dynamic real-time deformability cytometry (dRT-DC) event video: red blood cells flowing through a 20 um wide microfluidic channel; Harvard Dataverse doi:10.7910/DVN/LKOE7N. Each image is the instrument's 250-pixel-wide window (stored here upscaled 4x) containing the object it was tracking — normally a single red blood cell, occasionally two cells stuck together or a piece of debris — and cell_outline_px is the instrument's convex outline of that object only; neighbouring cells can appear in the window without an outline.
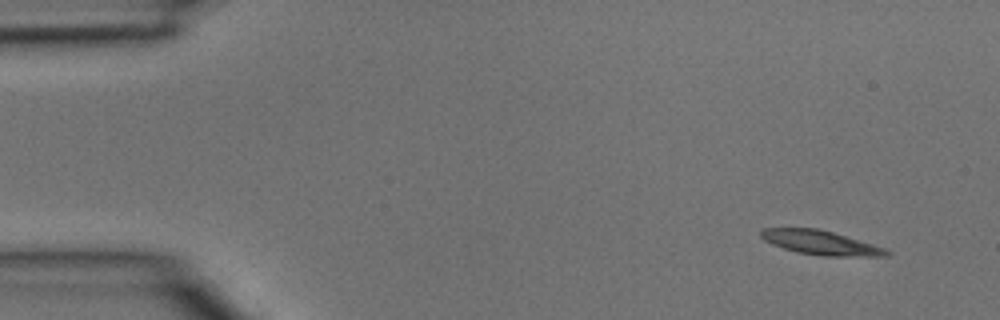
{"species": "common noctule bat (a hibernating species)", "species_latin": "Nyctalus noctula", "temperature_condition": "room temperature", "stored_images_in_passage": 3, "camera_frame_rate_fps": 3000, "um_per_image_px": 0.085, "animal": {"sex": "male", "body_mass_g": 15.6}, "frame": {"image": 1, "passage_image": 1, "time_ms": 0.0, "image_size_px": [1000, 320], "cell_outline_px": [[892, 252], [888, 256], [820, 256], [796, 252], [772, 244], [764, 240], [760, 236], [760, 228], [816, 228], [832, 232], [888, 248]], "centroid_in_image_um": [69.78, 20.63], "position_along_channel_um": 15.2, "area_um2": 17.86}}
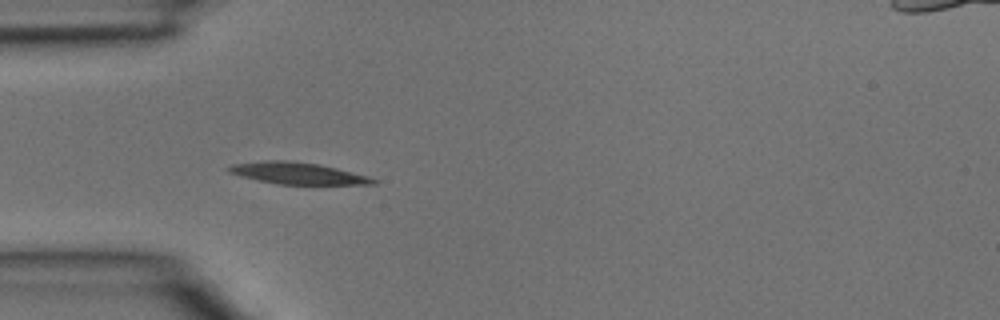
{"frame": {"image": 2, "passage_image": 3, "time_ms": 0.667, "image_size_px": [1000, 320], "cell_outline_px": [[380, 180], [376, 184], [280, 184], [240, 176], [228, 172], [228, 168], [232, 164], [264, 160], [284, 160], [320, 164], [368, 176]], "centroid_in_image_um": [25.32, 14.72], "position_along_channel_um": 59.7, "area_um2": 18.09}}